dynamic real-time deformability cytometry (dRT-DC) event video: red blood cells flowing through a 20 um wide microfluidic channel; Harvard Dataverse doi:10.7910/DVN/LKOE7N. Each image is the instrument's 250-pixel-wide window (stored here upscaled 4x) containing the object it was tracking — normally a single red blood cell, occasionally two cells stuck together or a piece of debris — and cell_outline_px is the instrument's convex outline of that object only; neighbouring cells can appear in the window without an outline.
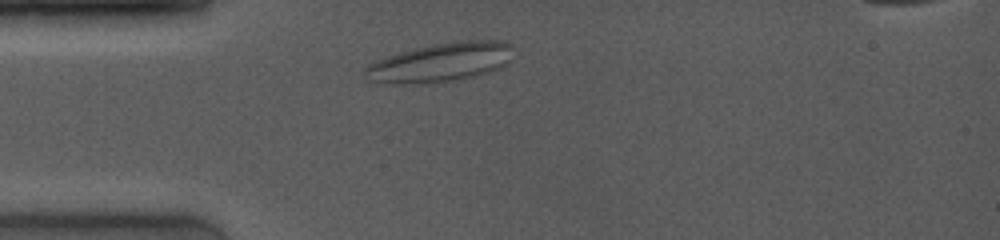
{"species": "common noctule bat (a hibernating species)", "species_latin": "Nyctalus noctula", "temperature_condition": "room temperature", "stored_images_in_passage": 54, "camera_frame_rate_fps": 4000, "um_per_image_px": 0.085, "animal": {"sex": "female", "body_mass_g": 19.0, "forearm_length_mm": 53.3}, "frame": {"image": 1, "passage_image": 6, "time_ms": 1.25, "image_size_px": [1000, 240], "cell_outline_px": [[512, 44], [508, 64], [500, 68], [476, 76], [456, 80], [408, 84], [392, 84], [368, 80], [360, 76], [364, 68], [368, 64], [376, 60], [416, 48], [432, 44], [464, 40], [504, 40]], "centroid_in_image_um": [37.42, 5.3], "position_along_channel_um": 47.6, "area_um2": 33.81}}
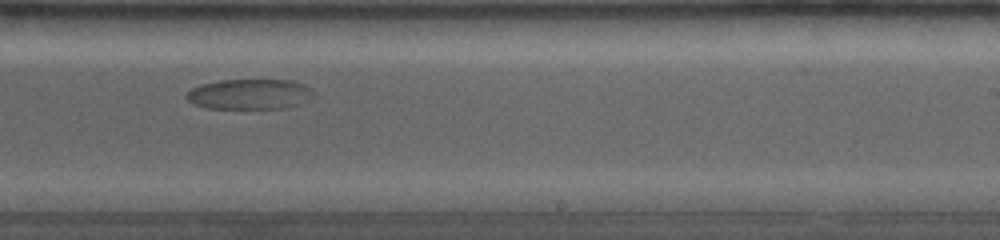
{"frame": {"image": 2, "passage_image": 33, "time_ms": 8.0, "image_size_px": [1000, 240], "cell_outline_px": [[316, 96], [288, 108], [208, 108], [192, 104], [184, 96], [192, 88], [200, 84], [220, 80], [292, 80], [304, 84], [312, 88]], "centroid_in_image_um": [21.23, 8.0], "position_along_channel_um": 267.8, "area_um2": 22.6}}
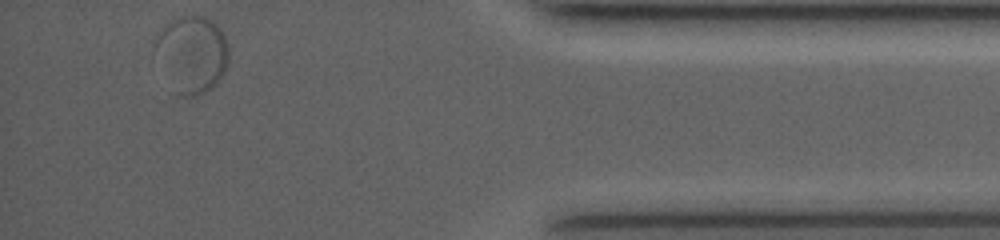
{"frame": {"image": 3, "passage_image": 54, "time_ms": 13.25, "image_size_px": [1000, 240], "cell_outline_px": [[228, 60], [224, 72], [212, 88], [196, 96], [180, 96], [152, 56], [152, 48], [156, 36], [164, 24], [172, 16], [192, 12], [204, 16], [212, 20], [220, 28], [228, 44]], "centroid_in_image_um": [16.25, 4.51], "position_along_channel_um": 419.0, "area_um2": 34.1}}